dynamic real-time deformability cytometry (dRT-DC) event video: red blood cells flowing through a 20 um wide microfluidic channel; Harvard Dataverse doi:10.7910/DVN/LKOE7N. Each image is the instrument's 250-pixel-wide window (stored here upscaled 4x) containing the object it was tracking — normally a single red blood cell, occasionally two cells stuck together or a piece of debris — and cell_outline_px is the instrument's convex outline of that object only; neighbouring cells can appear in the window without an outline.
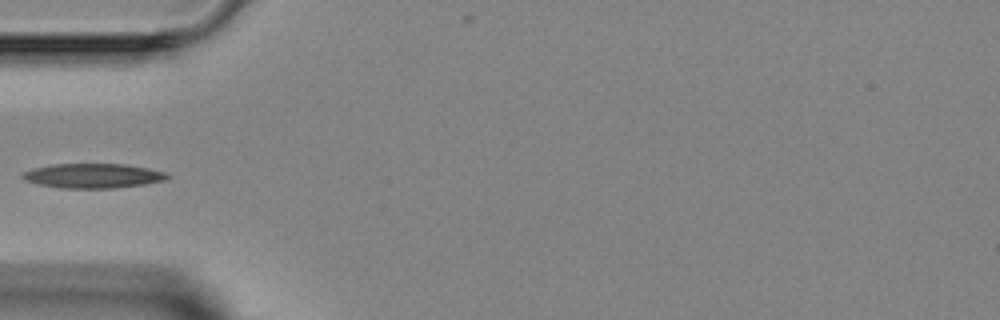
{"species": "Egyptian fruit bat (a non-hibernating species)", "species_latin": "Rousettus aegyptiacus", "temperature_condition": "room temperature", "stored_images_in_passage": 6, "camera_frame_rate_fps": 3000, "um_per_image_px": 0.085, "animal": {"sex": "female"}, "frame": {"image": 1, "passage_image": 4, "time_ms": 4.667, "image_size_px": [1000, 320], "cell_outline_px": [[172, 176], [164, 180], [144, 184], [112, 188], [60, 188], [36, 184], [24, 180], [20, 176], [24, 172], [32, 168], [52, 164], [124, 164], [148, 168], [164, 172]], "centroid_in_image_um": [7.86, 14.94], "position_along_channel_um": 77.1, "area_um2": 20.75}}
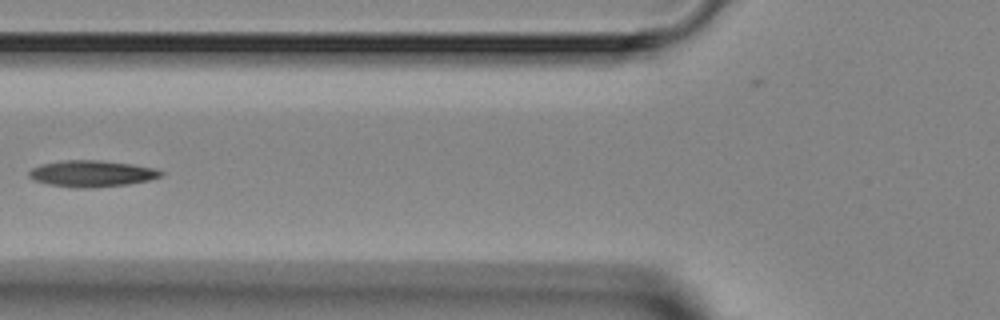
{"frame": {"image": 2, "passage_image": 5, "time_ms": 5.667, "image_size_px": [1000, 320], "cell_outline_px": [[164, 176], [148, 180], [128, 184], [92, 188], [72, 188], [48, 184], [36, 180], [28, 176], [28, 172], [32, 168], [40, 164], [64, 160], [100, 160], [132, 164], [156, 168], [164, 172]], "centroid_in_image_um": [7.82, 14.75], "position_along_channel_um": 118.0, "area_um2": 20.46}}
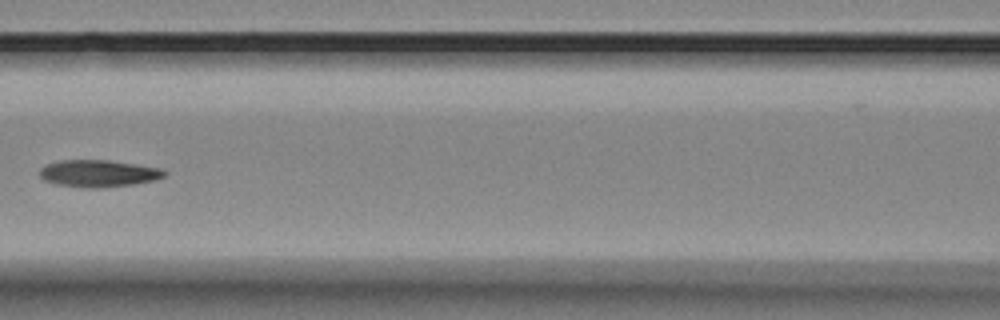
{"frame": {"image": 3, "passage_image": 6, "time_ms": 6.667, "image_size_px": [1000, 320], "cell_outline_px": [[168, 172], [164, 176], [152, 180], [132, 184], [104, 188], [84, 188], [56, 184], [44, 180], [40, 176], [40, 168], [48, 164], [60, 160], [108, 160], [164, 168]], "centroid_in_image_um": [8.38, 14.74], "position_along_channel_um": 158.2, "area_um2": 19.71}}